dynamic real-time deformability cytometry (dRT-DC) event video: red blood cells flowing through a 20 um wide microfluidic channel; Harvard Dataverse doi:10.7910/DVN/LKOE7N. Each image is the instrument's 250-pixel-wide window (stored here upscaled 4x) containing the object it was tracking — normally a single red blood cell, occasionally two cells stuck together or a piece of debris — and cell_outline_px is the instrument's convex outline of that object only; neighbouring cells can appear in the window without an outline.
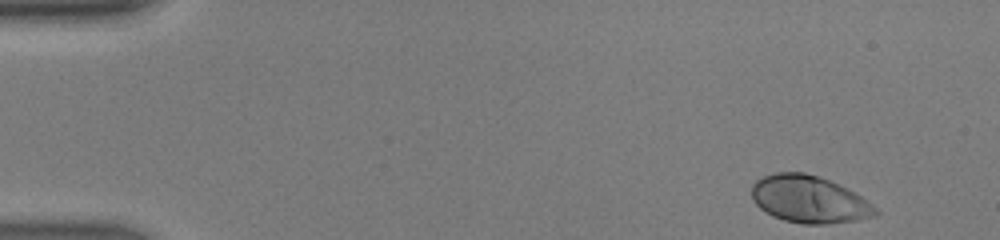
{"species": "human", "species_latin": "Homo sapiens", "temperature_condition": "warm", "stored_images_in_passage": 44, "camera_frame_rate_fps": 3000, "um_per_image_px": 0.085, "donor": {"sex": "male"}, "frame": {"image": 1, "passage_image": 1, "time_ms": 0.0, "image_size_px": [1000, 240], "cell_outline_px": [[880, 212], [876, 216], [860, 220], [828, 224], [804, 224], [784, 220], [772, 216], [760, 208], [752, 200], [752, 184], [756, 180], [764, 176], [776, 172], [804, 172], [828, 180], [860, 196], [872, 204]], "centroid_in_image_um": [68.76, 16.96], "position_along_channel_um": 16.2, "area_um2": 33.93}}
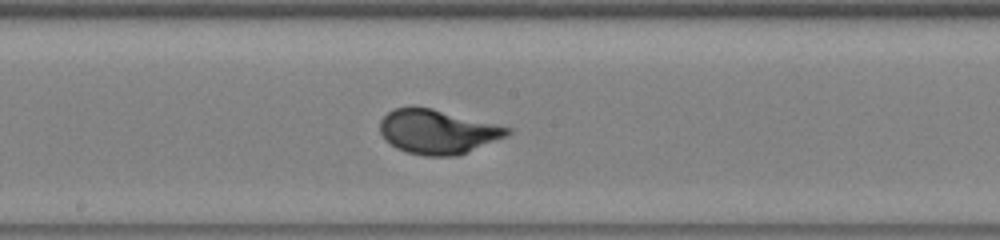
{"frame": {"image": 2, "passage_image": 23, "time_ms": 7.333, "image_size_px": [1000, 240], "cell_outline_px": [[512, 132], [508, 136], [456, 156], [424, 156], [408, 152], [396, 148], [384, 140], [380, 132], [380, 120], [388, 112], [396, 108], [432, 108], [512, 128]], "centroid_in_image_um": [37.2, 11.21], "position_along_channel_um": 211.0, "area_um2": 32.66}}
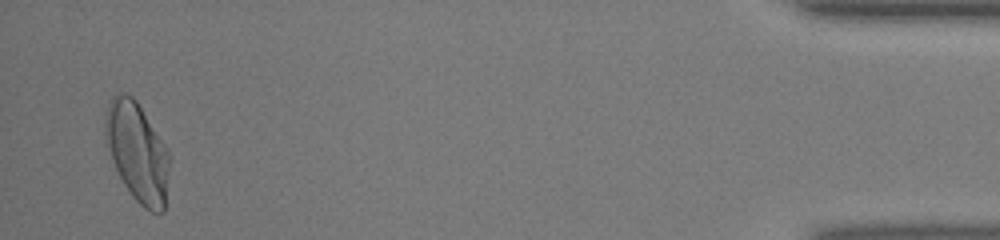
{"frame": {"image": 3, "passage_image": 43, "time_ms": 14.0, "image_size_px": [1000, 240], "cell_outline_px": [[168, 164], [164, 212], [152, 212], [144, 208], [132, 196], [124, 184], [112, 160], [104, 132], [104, 120], [108, 104], [120, 92], [124, 92], [132, 96], [136, 100], [168, 148]], "centroid_in_image_um": [11.66, 12.9], "position_along_channel_um": 423.5, "area_um2": 36.47}, "authors_computed_cell_mechanics": {"area_um2": 32.7148, "velocity_mm_per_s": 4.4023, "shape_relaxation_time_tau1_ms": 2.3719, "shape_relaxation_time_tau2_ms": null, "deformation_change_tau1": 0.2061, "deformation_change_tau2": null}}